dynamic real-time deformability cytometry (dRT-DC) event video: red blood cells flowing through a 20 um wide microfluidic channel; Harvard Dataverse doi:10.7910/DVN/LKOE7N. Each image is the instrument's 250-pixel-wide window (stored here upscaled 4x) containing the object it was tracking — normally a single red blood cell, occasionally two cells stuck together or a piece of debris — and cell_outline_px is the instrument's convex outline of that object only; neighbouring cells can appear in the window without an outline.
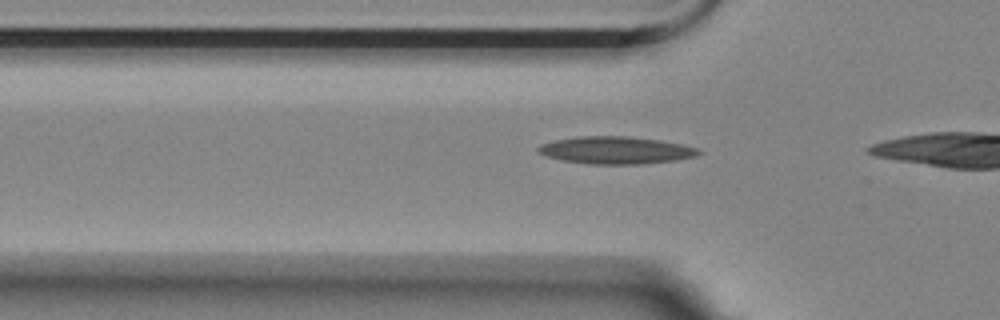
{"species": "Egyptian fruit bat (a non-hibernating species)", "species_latin": "Rousettus aegyptiacus", "temperature_condition": "room temperature", "stored_images_in_passage": 6, "camera_frame_rate_fps": 3000, "um_per_image_px": 0.085, "animal": {"sex": "female"}, "frame": {"image": 1, "passage_image": 4, "time_ms": 1.0, "image_size_px": [1000, 320], "cell_outline_px": [[704, 152], [696, 156], [676, 160], [644, 164], [588, 164], [560, 160], [544, 156], [536, 152], [536, 148], [540, 144], [552, 140], [576, 136], [628, 136], [660, 140], [680, 144], [696, 148]], "centroid_in_image_um": [52.28, 12.77], "position_along_channel_um": 73.5, "area_um2": 25.95}}